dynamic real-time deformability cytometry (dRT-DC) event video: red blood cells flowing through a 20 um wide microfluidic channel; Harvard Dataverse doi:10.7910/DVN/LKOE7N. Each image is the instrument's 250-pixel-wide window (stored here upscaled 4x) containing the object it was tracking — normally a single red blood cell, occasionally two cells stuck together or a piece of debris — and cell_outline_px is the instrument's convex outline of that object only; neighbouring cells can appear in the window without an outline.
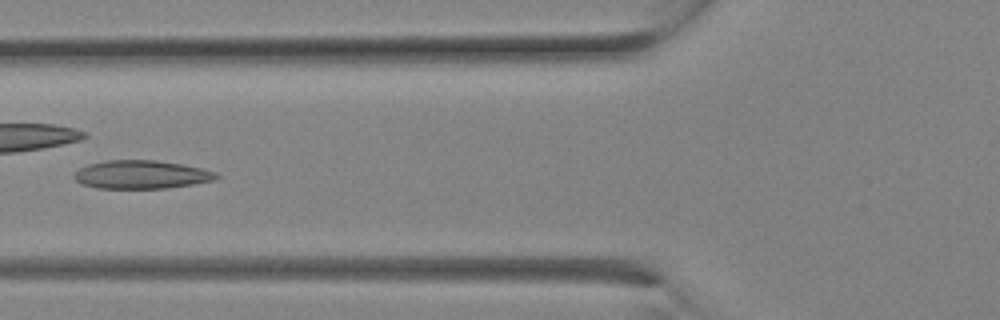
{"species": "Egyptian fruit bat (a non-hibernating species)", "species_latin": "Rousettus aegyptiacus", "temperature_condition": "room temperature", "stored_images_in_passage": 11, "camera_frame_rate_fps": 3000, "um_per_image_px": 0.085, "animal": {"sex": "female"}, "frame": {"image": 1, "passage_image": 10, "time_ms": 3.0, "image_size_px": [1000, 320], "cell_outline_px": [[220, 176], [216, 180], [168, 188], [96, 188], [80, 184], [72, 176], [80, 168], [88, 164], [104, 160], [156, 160], [184, 164], [216, 172]], "centroid_in_image_um": [12.01, 14.83], "position_along_channel_um": 113.8, "area_um2": 23.64}}